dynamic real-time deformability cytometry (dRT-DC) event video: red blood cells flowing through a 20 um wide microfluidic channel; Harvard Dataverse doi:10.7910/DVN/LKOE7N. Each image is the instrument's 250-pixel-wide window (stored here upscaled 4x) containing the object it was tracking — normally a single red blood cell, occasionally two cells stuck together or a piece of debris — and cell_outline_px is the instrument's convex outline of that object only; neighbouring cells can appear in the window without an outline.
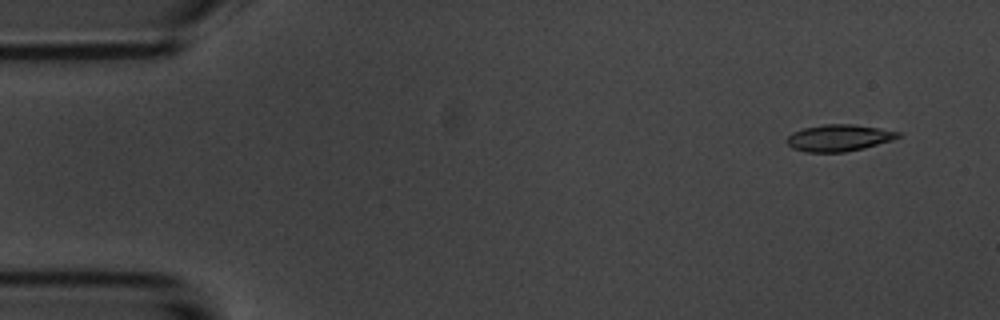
{"species": "common noctule bat (a hibernating species)", "species_latin": "Nyctalus noctula", "temperature_condition": "room temperature", "stored_images_in_passage": 6, "segment_of_instrument_passage": [2, 2], "camera_frame_rate_fps": 3000, "um_per_image_px": 0.085, "animal": {"sex": "male", "body_mass_g": 20.1, "forearm_length_mm": 53.5}, "frame": {"image": 1, "passage_image": 6, "time_ms": 7.333, "image_size_px": [1000, 320], "cell_outline_px": [[900, 136], [892, 140], [864, 148], [844, 152], [808, 152], [792, 148], [784, 140], [792, 132], [804, 128], [824, 124], [852, 124], [880, 128], [900, 132]], "centroid_in_image_um": [71.28, 11.72], "position_along_channel_um": 13.7, "area_um2": 17.28}}